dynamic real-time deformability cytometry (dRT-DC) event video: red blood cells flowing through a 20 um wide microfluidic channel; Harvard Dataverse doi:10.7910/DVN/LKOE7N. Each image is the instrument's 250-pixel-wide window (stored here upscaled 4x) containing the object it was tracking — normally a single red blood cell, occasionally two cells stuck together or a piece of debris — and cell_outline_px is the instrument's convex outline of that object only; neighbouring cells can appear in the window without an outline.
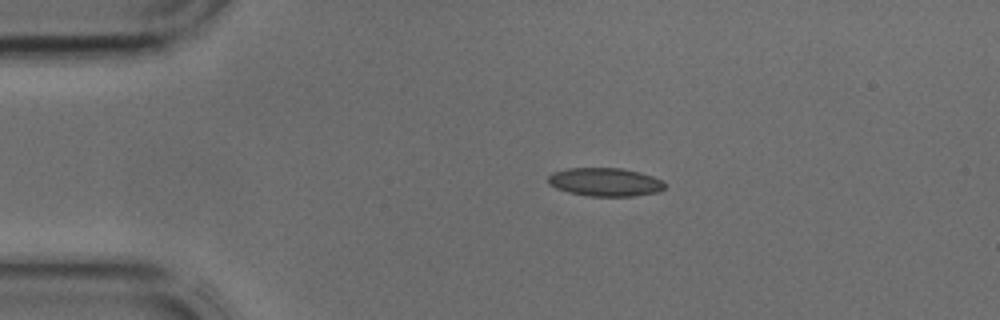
{"species": "common noctule bat (a hibernating species)", "species_latin": "Nyctalus noctula", "temperature_condition": "cold", "stored_images_in_passage": 15, "camera_frame_rate_fps": 3000, "um_per_image_px": 0.085, "animal": {"sex": "male", "body_mass_g": 17.9, "forearm_length_mm": 54.2}, "frame": {"image": 1, "passage_image": 1, "time_ms": 0.0, "image_size_px": [1000, 320], "cell_outline_px": [[664, 188], [660, 192], [632, 196], [588, 196], [568, 192], [556, 188], [548, 184], [548, 176], [552, 172], [568, 168], [620, 168], [640, 172], [664, 180]], "centroid_in_image_um": [51.43, 15.47], "position_along_channel_um": 33.6, "area_um2": 19.42}}